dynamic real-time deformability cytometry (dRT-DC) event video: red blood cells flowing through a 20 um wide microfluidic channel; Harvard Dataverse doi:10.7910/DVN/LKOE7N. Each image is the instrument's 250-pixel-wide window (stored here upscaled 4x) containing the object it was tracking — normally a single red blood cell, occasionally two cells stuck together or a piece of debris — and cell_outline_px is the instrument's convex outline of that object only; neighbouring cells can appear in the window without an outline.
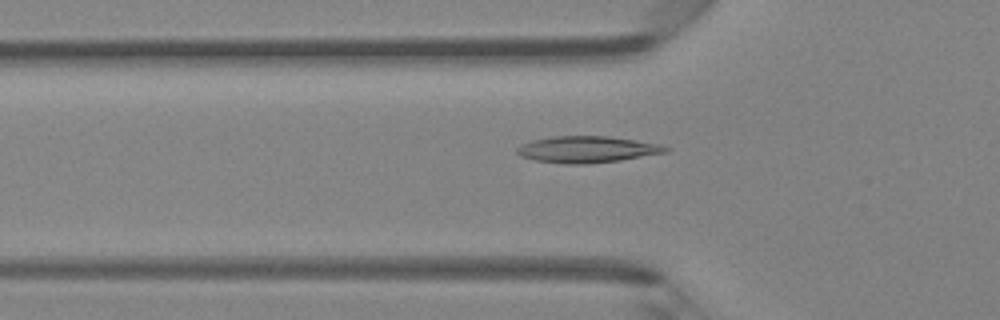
{"species": "Egyptian fruit bat (a non-hibernating species)", "species_latin": "Rousettus aegyptiacus", "temperature_condition": "room temperature", "stored_images_in_passage": 46, "camera_frame_rate_fps": 3000, "um_per_image_px": 0.085, "animal": {"sex": "female"}, "frame": {"image": 1, "passage_image": 16, "time_ms": 5.0, "image_size_px": [1000, 320], "cell_outline_px": [[672, 148], [668, 152], [620, 160], [584, 164], [564, 164], [532, 160], [520, 156], [516, 152], [516, 148], [532, 140], [552, 136], [608, 136], [636, 140], [660, 144]], "centroid_in_image_um": [49.91, 12.7], "position_along_channel_um": 75.9, "area_um2": 23.06}}
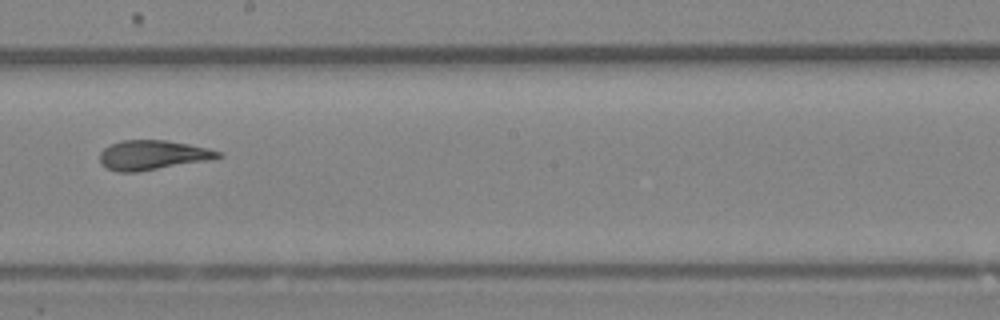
{"frame": {"image": 2, "passage_image": 27, "time_ms": 8.667, "image_size_px": [1000, 320], "cell_outline_px": [[224, 156], [208, 160], [136, 172], [120, 172], [108, 168], [100, 164], [100, 152], [104, 148], [120, 140], [168, 140], [208, 148], [224, 152]], "centroid_in_image_um": [12.99, 13.17], "position_along_channel_um": 235.2, "area_um2": 20.35}}
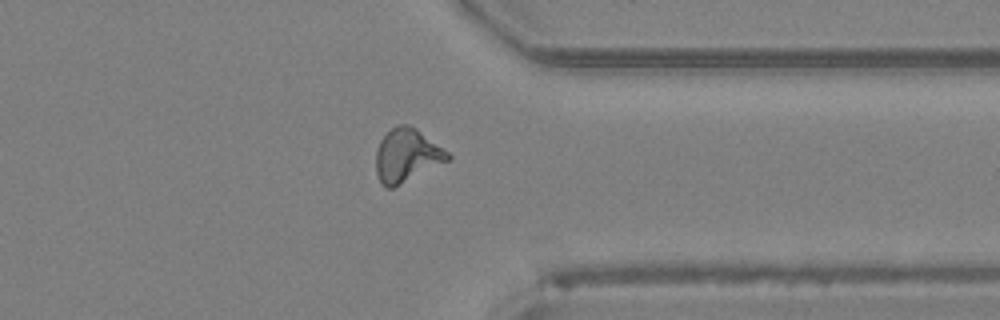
{"frame": {"image": 3, "passage_image": 37, "time_ms": 12.0, "image_size_px": [1000, 320], "cell_outline_px": [[452, 156], [448, 160], [392, 188], [384, 188], [380, 184], [376, 172], [376, 148], [380, 140], [396, 124], [408, 124], [416, 128], [448, 152]], "centroid_in_image_um": [34.53, 13.21], "position_along_channel_um": 376.9, "area_um2": 22.08}}